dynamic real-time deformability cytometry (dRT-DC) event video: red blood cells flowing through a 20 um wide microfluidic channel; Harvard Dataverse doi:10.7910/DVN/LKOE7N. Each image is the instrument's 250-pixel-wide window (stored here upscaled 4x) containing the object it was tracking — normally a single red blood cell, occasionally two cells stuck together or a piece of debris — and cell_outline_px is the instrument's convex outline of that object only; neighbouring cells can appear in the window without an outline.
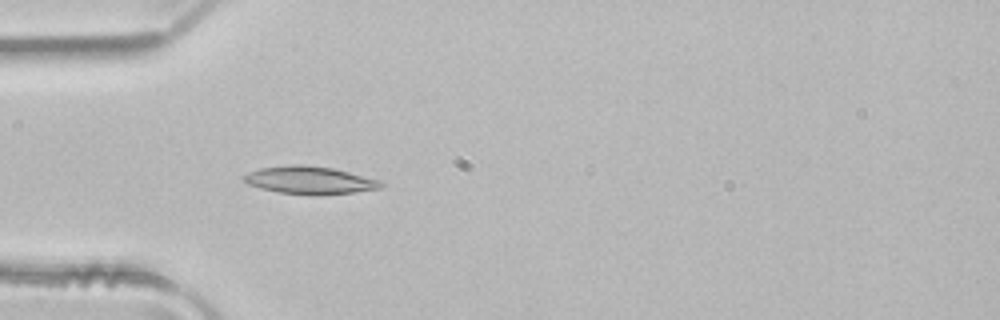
{"species": "common noctule bat (a hibernating species)", "species_latin": "Nyctalus noctula", "temperature_condition": "room temperature", "stored_images_in_passage": 4, "camera_frame_rate_fps": 3000, "um_per_image_px": 0.085, "animal": {"sex": "male", "body_mass_g": 21.5, "forearm_length_mm": 52.0}, "frame": {"image": 1, "passage_image": 4, "time_ms": 1.0, "image_size_px": [1000, 320], "cell_outline_px": [[384, 188], [352, 192], [316, 196], [280, 192], [260, 188], [248, 184], [240, 176], [248, 172], [260, 168], [288, 164], [300, 164], [332, 168], [380, 180], [384, 184]], "centroid_in_image_um": [26.31, 15.32], "position_along_channel_um": 58.7, "area_um2": 22.25}}